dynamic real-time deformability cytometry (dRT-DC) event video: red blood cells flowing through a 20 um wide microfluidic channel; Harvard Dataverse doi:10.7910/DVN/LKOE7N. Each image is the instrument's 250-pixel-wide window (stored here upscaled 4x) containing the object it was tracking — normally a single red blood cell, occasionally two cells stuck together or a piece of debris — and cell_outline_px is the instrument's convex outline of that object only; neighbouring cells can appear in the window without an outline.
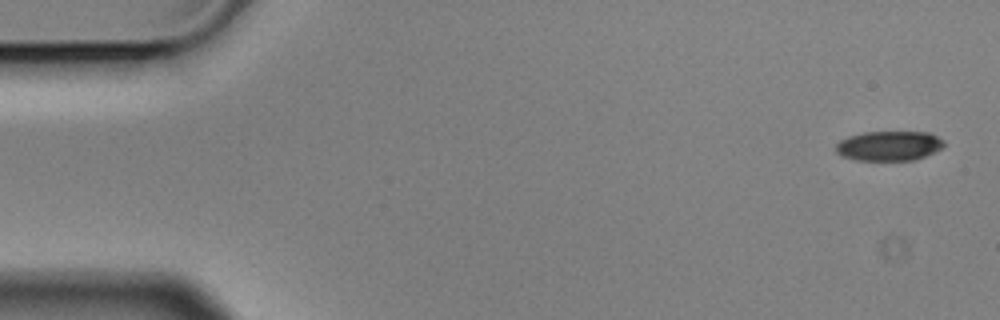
{"species": "Egyptian fruit bat (a non-hibernating species)", "species_latin": "Rousettus aegyptiacus", "temperature_condition": "cold", "stored_images_in_passage": 5, "camera_frame_rate_fps": 3000, "um_per_image_px": 0.085, "animal": {"sex": "male"}, "frame": {"image": 1, "passage_image": 1, "time_ms": 0.0, "image_size_px": [1000, 320], "cell_outline_px": [[944, 144], [940, 148], [924, 156], [912, 160], [856, 160], [844, 156], [836, 152], [836, 144], [840, 140], [848, 136], [864, 132], [928, 132], [944, 140]], "centroid_in_image_um": [75.54, 12.39], "position_along_channel_um": 9.5, "area_um2": 18.5}}
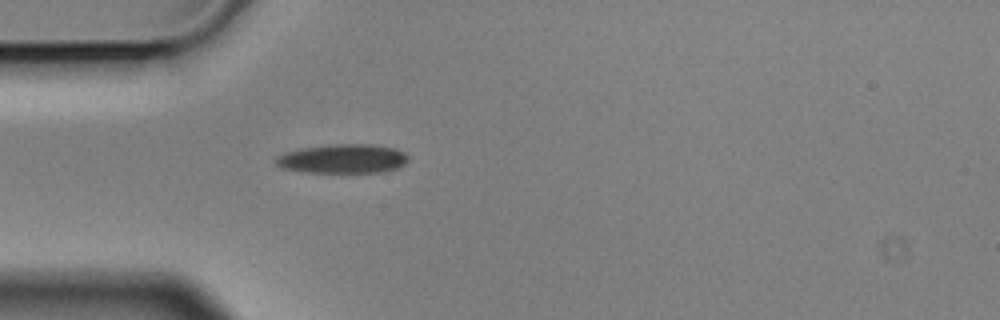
{"frame": {"image": 2, "passage_image": 5, "time_ms": 1.333, "image_size_px": [1000, 320], "cell_outline_px": [[408, 160], [400, 168], [384, 172], [308, 172], [284, 168], [276, 164], [276, 156], [284, 152], [300, 148], [328, 144], [372, 144], [396, 148], [404, 152], [408, 156]], "centroid_in_image_um": [29.17, 13.48], "position_along_channel_um": 55.8, "area_um2": 22.66}}